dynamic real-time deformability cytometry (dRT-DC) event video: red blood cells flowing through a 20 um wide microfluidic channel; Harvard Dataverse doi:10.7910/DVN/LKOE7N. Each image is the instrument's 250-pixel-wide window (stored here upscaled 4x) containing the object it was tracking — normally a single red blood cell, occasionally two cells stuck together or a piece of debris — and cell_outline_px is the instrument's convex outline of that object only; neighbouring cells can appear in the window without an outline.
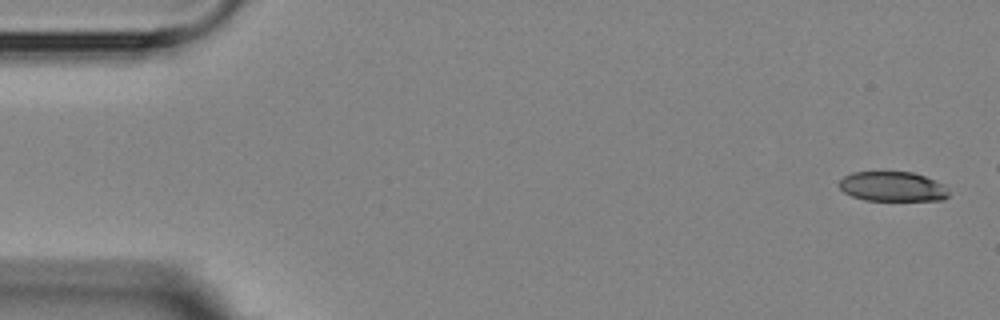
{"species": "Egyptian fruit bat (a non-hibernating species)", "species_latin": "Rousettus aegyptiacus", "temperature_condition": "room temperature", "stored_images_in_passage": 5, "camera_frame_rate_fps": 3000, "um_per_image_px": 0.085, "animal": {"sex": "female"}, "frame": {"image": 1, "passage_image": 1, "time_ms": 0.0, "image_size_px": [1000, 320], "cell_outline_px": [[948, 196], [944, 200], [864, 200], [852, 196], [844, 192], [836, 184], [844, 176], [852, 172], [912, 172], [924, 176], [944, 184], [948, 192]], "centroid_in_image_um": [75.84, 15.85], "position_along_channel_um": 9.2, "area_um2": 19.02}}